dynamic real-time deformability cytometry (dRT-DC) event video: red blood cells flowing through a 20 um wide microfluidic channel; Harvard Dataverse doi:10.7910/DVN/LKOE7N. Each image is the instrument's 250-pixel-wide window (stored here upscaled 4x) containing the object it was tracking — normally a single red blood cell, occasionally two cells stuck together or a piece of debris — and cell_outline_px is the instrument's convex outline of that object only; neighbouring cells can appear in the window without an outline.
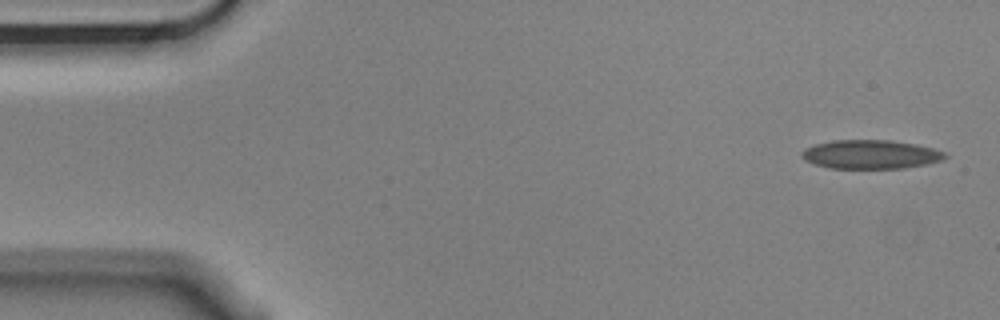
{"species": "Egyptian fruit bat (a non-hibernating species)", "species_latin": "Rousettus aegyptiacus", "temperature_condition": "cold", "stored_images_in_passage": 5, "camera_frame_rate_fps": 3000, "um_per_image_px": 0.085, "animal": {"sex": "male"}, "frame": {"image": 1, "passage_image": 1, "time_ms": 0.0, "image_size_px": [1000, 320], "cell_outline_px": [[948, 156], [940, 160], [924, 164], [904, 168], [832, 168], [816, 164], [800, 156], [800, 152], [804, 148], [816, 144], [832, 140], [892, 140], [932, 148], [944, 152]], "centroid_in_image_um": [73.97, 13.11], "position_along_channel_um": 11.0, "area_um2": 23.76}}